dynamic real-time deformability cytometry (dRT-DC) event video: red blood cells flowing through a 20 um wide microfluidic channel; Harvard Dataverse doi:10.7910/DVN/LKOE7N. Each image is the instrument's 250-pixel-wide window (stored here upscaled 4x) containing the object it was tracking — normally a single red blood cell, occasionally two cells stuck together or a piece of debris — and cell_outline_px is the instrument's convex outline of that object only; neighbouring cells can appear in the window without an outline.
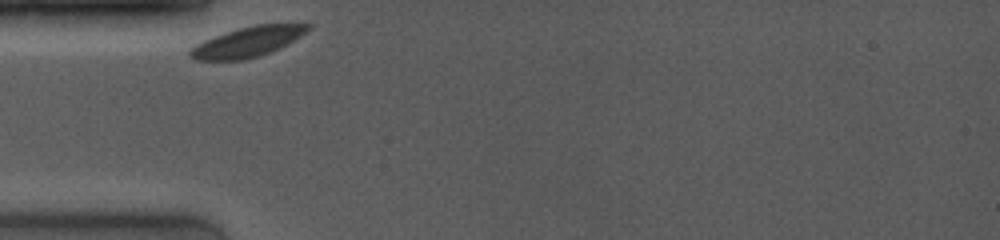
{"species": "common noctule bat (a hibernating species)", "species_latin": "Nyctalus noctula", "temperature_condition": "room temperature", "stored_images_in_passage": 25, "camera_frame_rate_fps": 4000, "um_per_image_px": 0.085, "animal": {"sex": "female", "body_mass_g": 19.0, "forearm_length_mm": 53.3}, "frame": {"image": 1, "passage_image": 1, "time_ms": 0.0, "image_size_px": [1000, 240], "cell_outline_px": [[312, 28], [300, 36], [280, 48], [244, 60], [196, 60], [188, 56], [188, 52], [196, 44], [204, 40], [224, 32], [256, 24], [312, 24]], "centroid_in_image_um": [21.03, 3.55], "position_along_channel_um": 64.0, "area_um2": 20.46}}
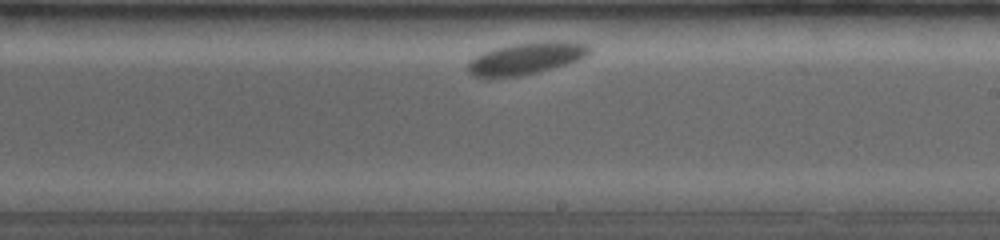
{"frame": {"image": 2, "passage_image": 14, "time_ms": 5.25, "image_size_px": [1000, 240], "cell_outline_px": [[592, 48], [580, 60], [552, 68], [520, 76], [488, 80], [472, 76], [468, 72], [468, 64], [476, 56], [484, 52], [496, 48], [512, 44], [584, 44]], "centroid_in_image_um": [44.55, 5.07], "position_along_channel_um": 244.5, "area_um2": 21.68}}
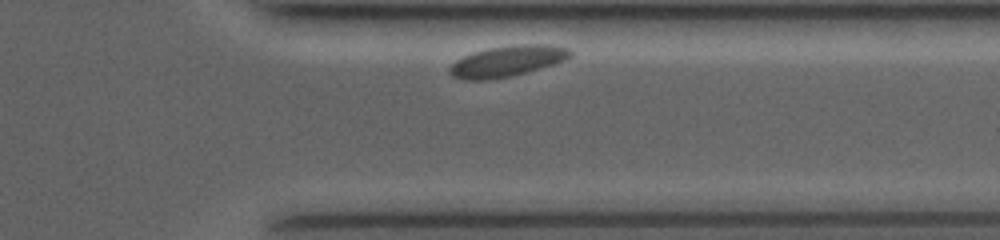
{"frame": {"image": 3, "passage_image": 23, "time_ms": 8.75, "image_size_px": [1000, 240], "cell_outline_px": [[572, 56], [564, 60], [540, 68], [512, 76], [488, 80], [464, 80], [452, 76], [448, 72], [448, 68], [456, 60], [472, 52], [488, 48], [516, 44], [544, 44], [568, 48], [572, 52]], "centroid_in_image_um": [43.08, 5.2], "position_along_channel_um": 368.3, "area_um2": 21.73}}